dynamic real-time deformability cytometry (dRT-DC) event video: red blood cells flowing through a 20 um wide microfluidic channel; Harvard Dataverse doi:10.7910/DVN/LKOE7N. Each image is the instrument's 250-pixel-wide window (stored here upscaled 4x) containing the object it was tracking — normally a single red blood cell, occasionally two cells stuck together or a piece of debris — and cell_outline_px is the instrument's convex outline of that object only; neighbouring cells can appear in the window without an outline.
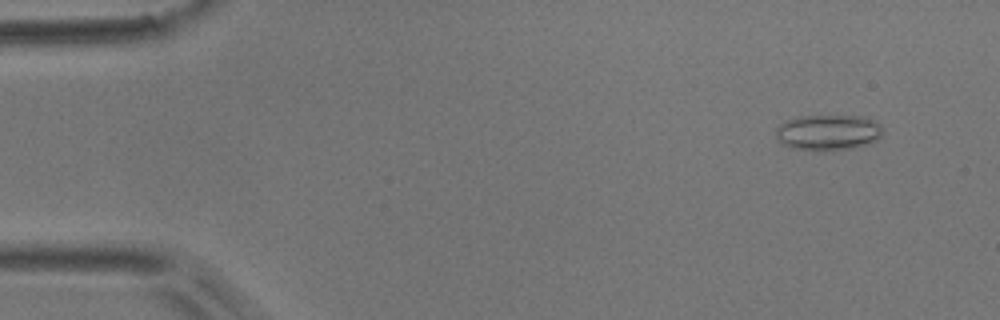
{"species": "common noctule bat (a hibernating species)", "species_latin": "Nyctalus noctula", "temperature_condition": "room temperature", "stored_images_in_passage": 51, "camera_frame_rate_fps": 3000, "um_per_image_px": 0.085, "animal": {"sex": "male", "body_mass_g": 17.9}, "frame": {"image": 1, "passage_image": 1, "time_ms": 0.0, "image_size_px": [1000, 320], "cell_outline_px": [[884, 132], [876, 140], [868, 144], [852, 148], [820, 152], [812, 152], [792, 148], [776, 140], [776, 128], [780, 124], [796, 116], [864, 116], [880, 124]], "centroid_in_image_um": [70.37, 11.28], "position_along_channel_um": 14.6, "area_um2": 22.66}}
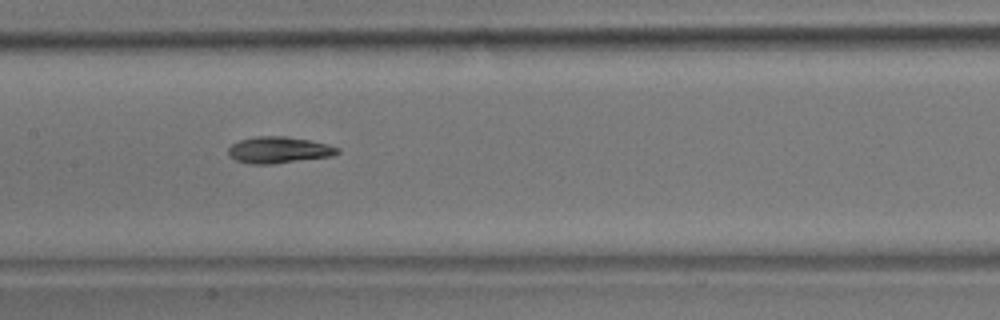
{"frame": {"image": 2, "passage_image": 23, "time_ms": 7.333, "image_size_px": [1000, 320], "cell_outline_px": [[340, 152], [332, 156], [272, 164], [248, 164], [236, 160], [228, 156], [228, 148], [232, 144], [240, 140], [256, 136], [284, 136], [312, 140], [328, 144], [340, 148]], "centroid_in_image_um": [23.7, 12.74], "position_along_channel_um": 183.7, "area_um2": 16.99}}
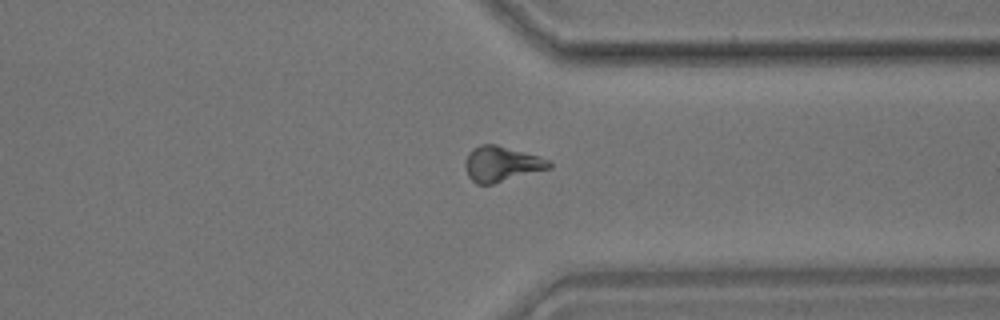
{"frame": {"image": 3, "passage_image": 38, "time_ms": 12.333, "image_size_px": [1000, 320], "cell_outline_px": [[552, 168], [492, 184], [476, 184], [468, 176], [464, 164], [464, 160], [468, 152], [472, 148], [480, 144], [496, 144], [540, 156], [548, 160], [552, 164]], "centroid_in_image_um": [42.61, 13.92], "position_along_channel_um": 368.8, "area_um2": 17.46}, "authors_computed_cell_mechanics": {"area_um2": 16.9354, "velocity_mm_per_s": 3.7288, "shape_relaxation_time_tau1_ms": 6.7253, "shape_relaxation_time_tau2_ms": 10.1923, "deformation_change_tau1": 0.1632, "deformation_change_tau2": 0.1829}}